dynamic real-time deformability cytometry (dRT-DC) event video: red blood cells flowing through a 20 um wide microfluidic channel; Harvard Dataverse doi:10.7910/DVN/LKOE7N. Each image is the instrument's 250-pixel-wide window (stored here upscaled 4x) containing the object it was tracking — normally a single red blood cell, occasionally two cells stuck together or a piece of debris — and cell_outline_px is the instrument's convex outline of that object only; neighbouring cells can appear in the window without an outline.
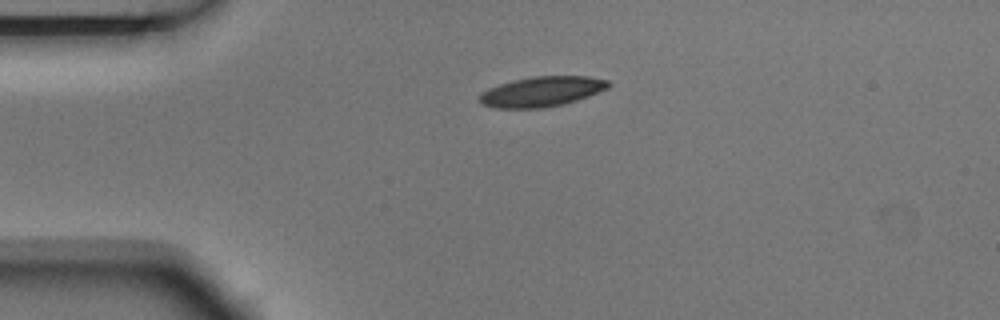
{"species": "Egyptian fruit bat (a non-hibernating species)", "species_latin": "Rousettus aegyptiacus", "temperature_condition": "room temperature", "stored_images_in_passage": 2, "camera_frame_rate_fps": 3000, "um_per_image_px": 0.085, "animal": {"sex": "male"}, "frame": {"image": 1, "passage_image": 1, "time_ms": 0.0, "image_size_px": [1000, 320], "cell_outline_px": [[612, 84], [608, 88], [588, 96], [564, 104], [540, 108], [496, 108], [480, 104], [476, 100], [476, 96], [480, 92], [488, 88], [500, 84], [532, 76], [588, 76], [608, 80]], "centroid_in_image_um": [46.0, 7.79], "position_along_channel_um": 39.0, "area_um2": 22.77}}